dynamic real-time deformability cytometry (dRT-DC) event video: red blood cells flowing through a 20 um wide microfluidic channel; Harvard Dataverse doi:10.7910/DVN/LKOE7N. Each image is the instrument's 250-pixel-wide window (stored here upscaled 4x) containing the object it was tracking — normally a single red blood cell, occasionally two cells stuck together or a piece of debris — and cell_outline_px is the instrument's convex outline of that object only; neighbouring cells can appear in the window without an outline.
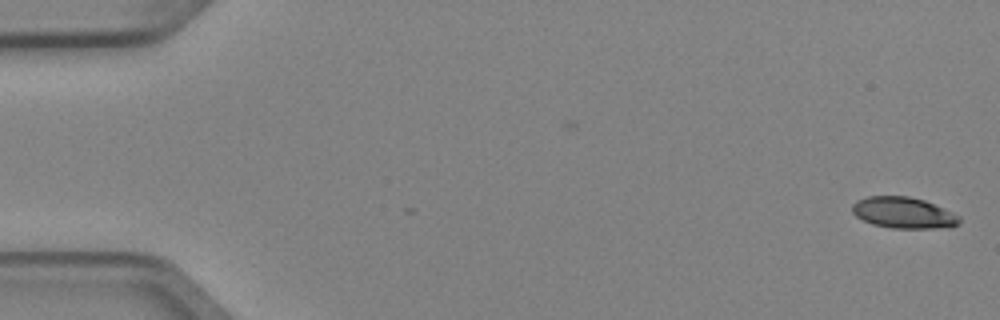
{"species": "Egyptian fruit bat (a non-hibernating species)", "species_latin": "Rousettus aegyptiacus", "temperature_condition": "cold", "stored_images_in_passage": 5, "camera_frame_rate_fps": 3000, "um_per_image_px": 0.085, "animal": {"sex": "female"}, "frame": {"image": 1, "passage_image": 1, "time_ms": 0.0, "image_size_px": [1000, 320], "cell_outline_px": [[960, 224], [952, 228], [892, 228], [872, 224], [856, 216], [852, 212], [852, 204], [856, 200], [868, 196], [908, 196], [924, 200], [944, 208], [960, 216]], "centroid_in_image_um": [76.82, 18.09], "position_along_channel_um": 8.2, "area_um2": 19.65}}
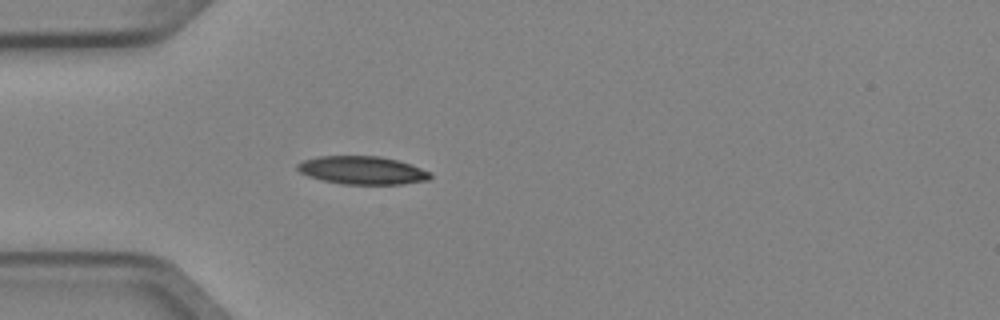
{"frame": {"image": 2, "passage_image": 5, "time_ms": 1.333, "image_size_px": [1000, 320], "cell_outline_px": [[432, 176], [428, 180], [400, 184], [344, 184], [324, 180], [308, 176], [300, 172], [296, 168], [296, 164], [300, 160], [320, 156], [380, 156], [400, 160], [412, 164], [432, 172]], "centroid_in_image_um": [30.81, 14.46], "position_along_channel_um": 54.2, "area_um2": 21.96}}